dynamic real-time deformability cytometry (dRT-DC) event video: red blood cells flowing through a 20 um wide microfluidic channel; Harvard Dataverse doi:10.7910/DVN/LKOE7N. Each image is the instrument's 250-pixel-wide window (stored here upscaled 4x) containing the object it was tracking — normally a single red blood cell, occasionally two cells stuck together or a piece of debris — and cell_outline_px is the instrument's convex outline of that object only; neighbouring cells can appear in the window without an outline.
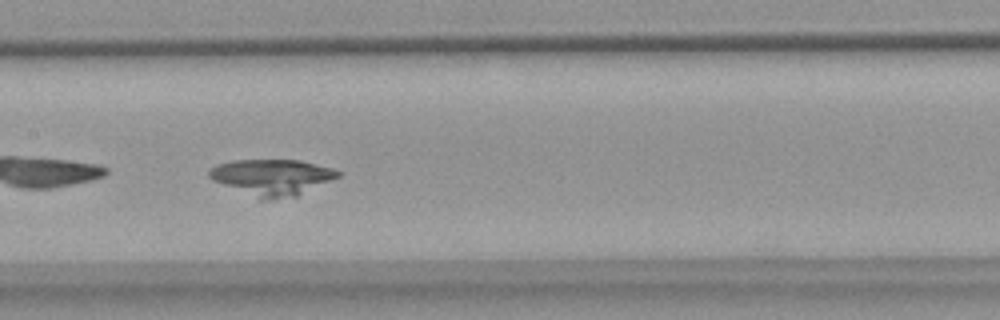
{"species": "common noctule bat (a hibernating species)", "species_latin": "Nyctalus noctula", "temperature_condition": "warm", "stored_images_in_passage": 54, "camera_frame_rate_fps": 3000, "um_per_image_px": 0.085, "animal": {"sex": "female", "body_mass_g": 18.4}, "frame": {"image": 1, "passage_image": 26, "time_ms": 8.333, "image_size_px": [1000, 320], "cell_outline_px": [[340, 176], [296, 196], [272, 200], [260, 200], [212, 180], [208, 176], [208, 172], [216, 164], [232, 160], [300, 160], [332, 168], [340, 172]], "centroid_in_image_um": [23.09, 15.07], "position_along_channel_um": 184.3, "area_um2": 27.05}}
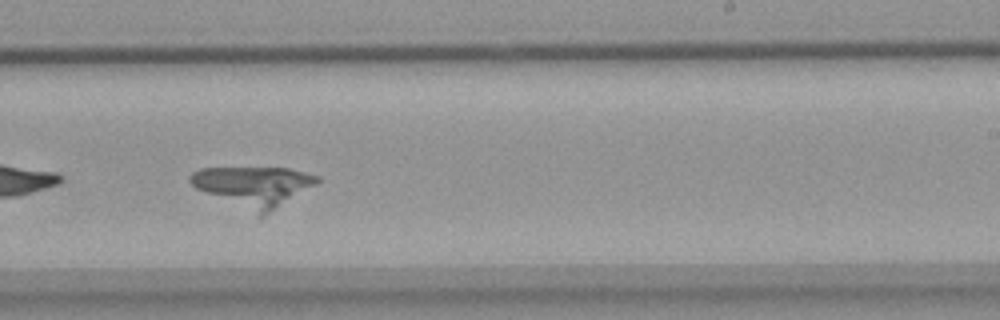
{"frame": {"image": 2, "passage_image": 33, "time_ms": 10.667, "image_size_px": [1000, 320], "cell_outline_px": [[320, 180], [316, 184], [264, 216], [260, 216], [196, 188], [188, 180], [188, 176], [192, 172], [200, 168], [288, 168], [320, 176]], "centroid_in_image_um": [21.55, 15.82], "position_along_channel_um": 267.4, "area_um2": 29.25}}
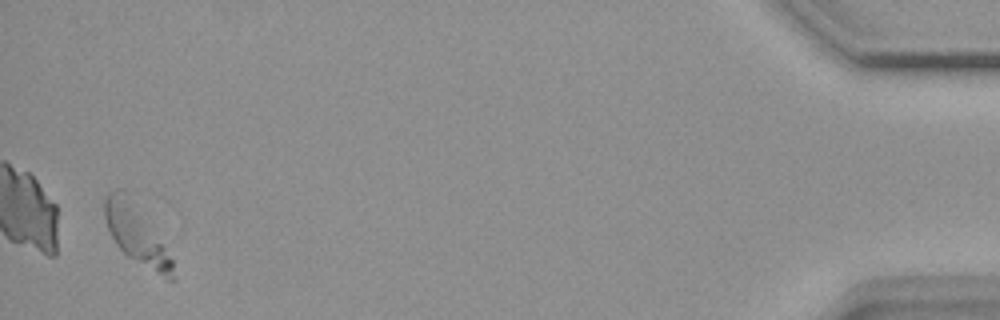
{"frame": {"image": 3, "passage_image": 53, "time_ms": 17.333, "image_size_px": [1000, 320], "cell_outline_px": [[176, 280], [168, 280], [128, 256], [116, 244], [104, 220], [104, 196], [108, 192], [116, 188], [124, 188], [128, 192], [172, 260]], "centroid_in_image_um": [11.53, 19.85], "position_along_channel_um": 423.7, "area_um2": 22.83}}